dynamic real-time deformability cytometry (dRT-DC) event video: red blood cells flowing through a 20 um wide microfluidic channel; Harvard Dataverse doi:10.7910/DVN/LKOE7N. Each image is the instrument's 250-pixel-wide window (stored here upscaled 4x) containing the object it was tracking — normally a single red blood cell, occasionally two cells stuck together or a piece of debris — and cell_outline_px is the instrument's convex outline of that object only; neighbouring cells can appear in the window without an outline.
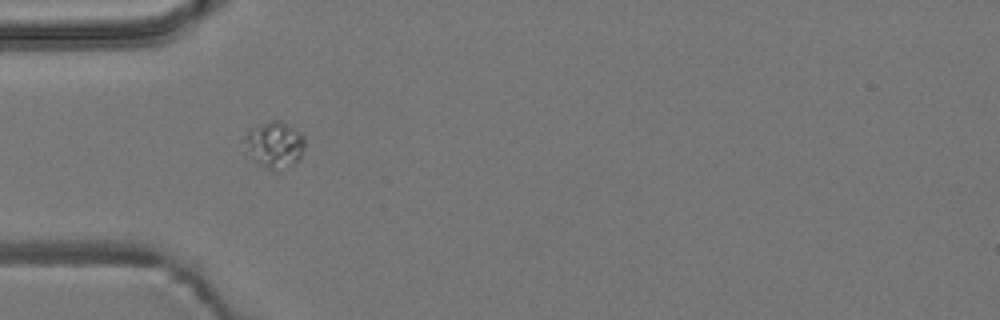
{"species": "common noctule bat (a hibernating species)", "species_latin": "Nyctalus noctula", "temperature_condition": "room temperature", "stored_images_in_passage": 3, "camera_frame_rate_fps": 3000, "um_per_image_px": 0.085, "animal": {"sex": "male", "body_mass_g": 19.2, "forearm_length_mm": 51.8}, "frame": {"image": 1, "passage_image": 1, "time_ms": 0.0, "image_size_px": [1000, 320], "cell_outline_px": [[304, 148], [300, 160], [280, 172], [272, 172], [260, 164], [256, 160], [248, 148], [244, 140], [244, 136], [248, 128], [272, 120], [280, 120], [300, 132], [304, 136]], "centroid_in_image_um": [23.38, 12.31], "position_along_channel_um": 61.6, "area_um2": 16.36}}
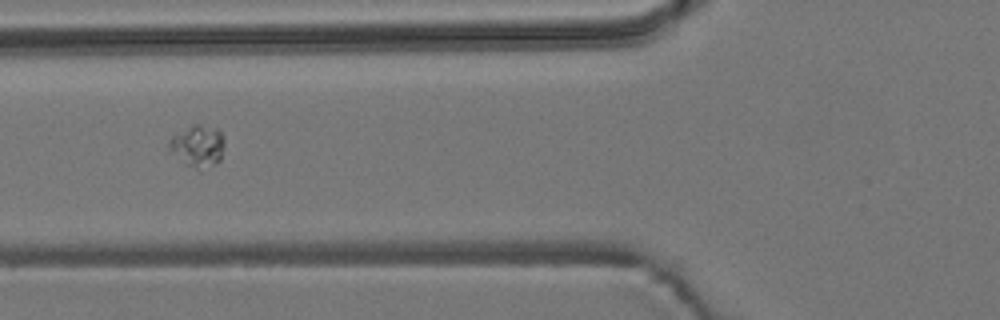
{"frame": {"image": 2, "passage_image": 2, "time_ms": 0.333, "image_size_px": [1000, 320], "cell_outline_px": [[224, 144], [220, 160], [200, 172], [184, 164], [168, 152], [168, 144], [172, 136], [192, 124], [200, 124], [220, 128], [224, 140]], "centroid_in_image_um": [16.79, 12.43], "position_along_channel_um": 109.0, "area_um2": 13.99}}
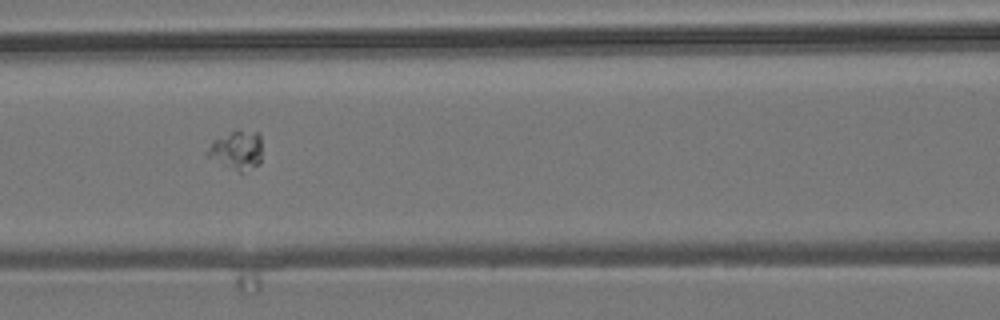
{"frame": {"image": 3, "passage_image": 3, "time_ms": 0.667, "image_size_px": [1000, 320], "cell_outline_px": [[260, 164], [240, 172], [204, 156], [204, 152], [212, 140], [232, 132], [260, 132]], "centroid_in_image_um": [20.06, 12.78], "position_along_channel_um": 146.5, "area_um2": 12.14}}